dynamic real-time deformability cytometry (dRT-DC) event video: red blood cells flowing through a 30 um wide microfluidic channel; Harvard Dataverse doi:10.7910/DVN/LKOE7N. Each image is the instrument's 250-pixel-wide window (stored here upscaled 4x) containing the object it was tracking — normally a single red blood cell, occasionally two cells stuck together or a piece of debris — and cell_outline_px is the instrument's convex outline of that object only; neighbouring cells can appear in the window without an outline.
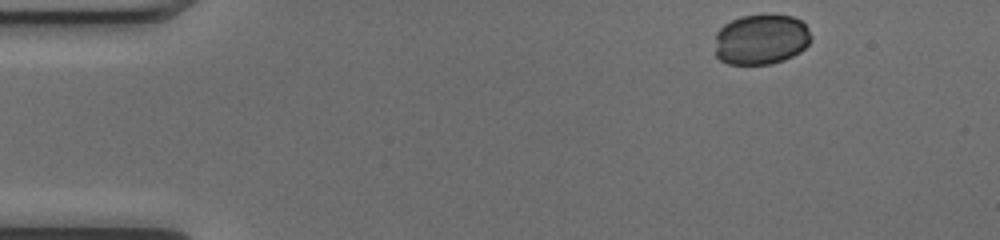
{"species": "common noctule bat (a hibernating species)", "species_latin": "Nyctalus noctula", "temperature_condition": "cold", "stored_images_in_passage": 46, "camera_frame_rate_fps": 3000, "um_per_image_px": 0.085, "animal": {"sex": "female", "body_mass_g": 17.0, "forearm_length_mm": 48.0}, "frame": {"image": 1, "passage_image": 1, "time_ms": 0.0, "image_size_px": [1000, 240], "cell_outline_px": [[812, 40], [800, 52], [784, 60], [772, 64], [728, 64], [720, 60], [716, 56], [716, 32], [724, 24], [740, 16], [792, 16], [800, 20], [808, 28], [812, 36]], "centroid_in_image_um": [64.7, 3.37], "position_along_channel_um": 20.3, "area_um2": 28.15}}
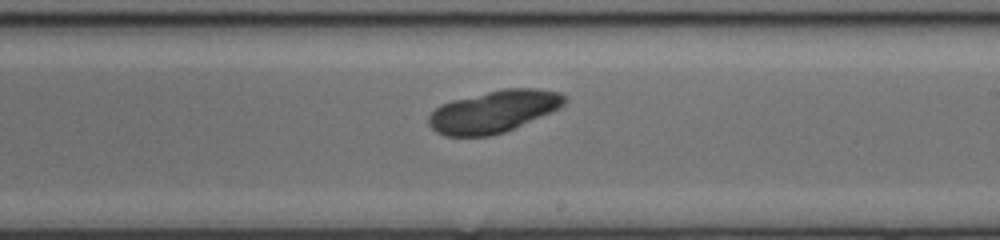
{"frame": {"image": 2, "passage_image": 25, "time_ms": 8.0, "image_size_px": [1000, 240], "cell_outline_px": [[564, 104], [560, 108], [552, 112], [504, 132], [488, 136], [444, 136], [436, 132], [428, 124], [428, 116], [440, 104], [452, 100], [504, 88], [536, 88], [560, 92], [564, 96]], "centroid_in_image_um": [41.94, 9.48], "position_along_channel_um": 247.1, "area_um2": 33.23}}
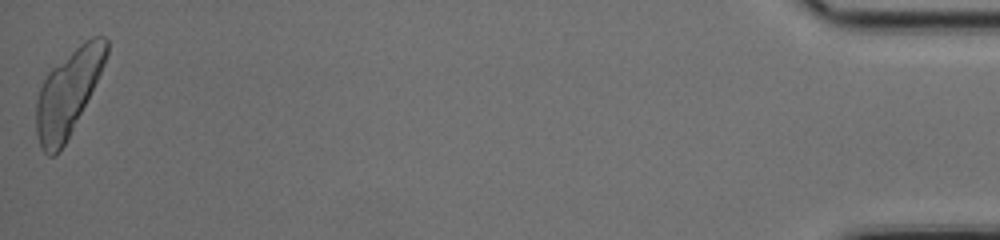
{"frame": {"image": 3, "passage_image": 46, "time_ms": 15.0, "image_size_px": [1000, 240], "cell_outline_px": [[108, 52], [104, 64], [64, 144], [56, 156], [48, 156], [44, 152], [40, 144], [36, 132], [36, 100], [40, 88], [48, 72], [52, 68], [80, 44], [92, 36], [104, 36], [108, 40]], "centroid_in_image_um": [5.76, 7.87], "position_along_channel_um": 429.4, "area_um2": 33.76}}